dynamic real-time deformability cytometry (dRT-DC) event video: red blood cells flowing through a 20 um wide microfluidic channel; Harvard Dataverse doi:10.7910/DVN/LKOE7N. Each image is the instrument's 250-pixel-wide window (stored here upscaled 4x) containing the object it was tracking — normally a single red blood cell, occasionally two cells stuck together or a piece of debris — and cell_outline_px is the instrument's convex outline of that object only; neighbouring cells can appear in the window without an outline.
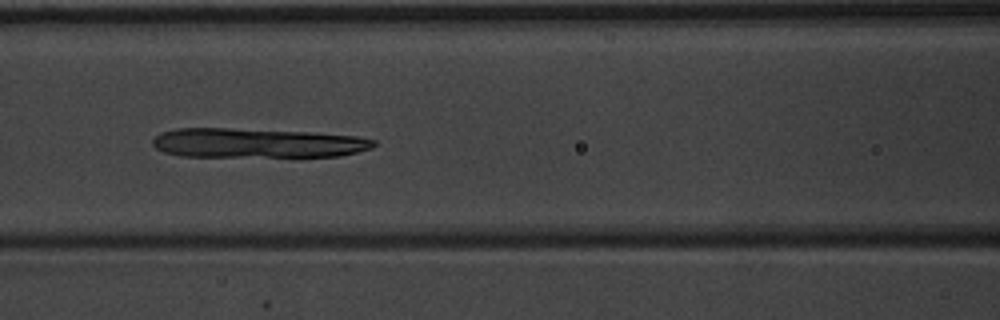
{"species": "common noctule bat (a hibernating species)", "species_latin": "Nyctalus noctula", "temperature_condition": "warm", "stored_images_in_passage": 51, "camera_frame_rate_fps": 3000, "um_per_image_px": 0.085, "animal": {"sex": "male", "body_mass_g": 20.1, "forearm_length_mm": 53.5}, "frame": {"image": 1, "passage_image": 23, "time_ms": 7.333, "image_size_px": [1000, 320], "cell_outline_px": [[376, 144], [372, 148], [340, 156], [180, 156], [164, 152], [156, 148], [152, 144], [152, 140], [160, 132], [176, 128], [228, 128], [308, 132], [356, 136], [376, 140]], "centroid_in_image_um": [21.82, 12.15], "position_along_channel_um": 144.8, "area_um2": 37.86}}